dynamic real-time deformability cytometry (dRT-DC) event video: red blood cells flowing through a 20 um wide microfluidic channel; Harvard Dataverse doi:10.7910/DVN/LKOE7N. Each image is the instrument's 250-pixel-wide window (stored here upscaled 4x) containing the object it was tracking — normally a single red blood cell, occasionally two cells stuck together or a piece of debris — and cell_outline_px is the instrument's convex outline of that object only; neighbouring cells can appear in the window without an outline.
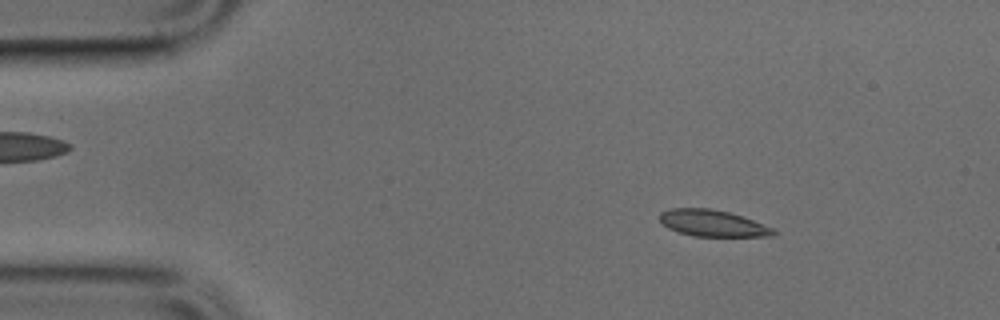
{"species": "common noctule bat (a hibernating species)", "species_latin": "Nyctalus noctula", "temperature_condition": "cold", "stored_images_in_passage": 48, "camera_frame_rate_fps": 3000, "um_per_image_px": 0.085, "animal": {"sex": "male", "body_mass_g": 17.9, "forearm_length_mm": 54.2}, "frame": {"image": 1, "passage_image": 6, "time_ms": 1.667, "image_size_px": [1000, 320], "cell_outline_px": [[776, 236], [692, 236], [676, 232], [668, 228], [660, 220], [660, 212], [672, 208], [708, 208], [728, 212], [752, 220], [772, 228], [776, 232]], "centroid_in_image_um": [60.53, 18.98], "position_along_channel_um": 24.5, "area_um2": 17.4}}
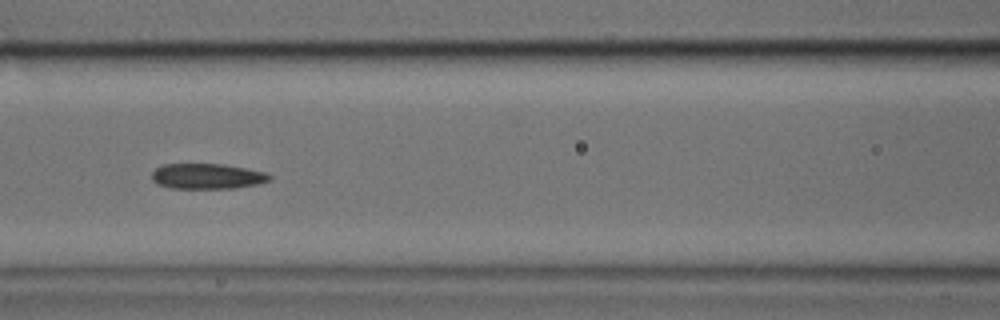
{"frame": {"image": 2, "passage_image": 20, "time_ms": 6.333, "image_size_px": [1000, 320], "cell_outline_px": [[272, 180], [256, 184], [236, 188], [168, 188], [156, 184], [152, 180], [152, 172], [156, 168], [164, 164], [224, 164], [264, 172], [272, 176]], "centroid_in_image_um": [17.59, 14.98], "position_along_channel_um": 149.0, "area_um2": 17.46}}
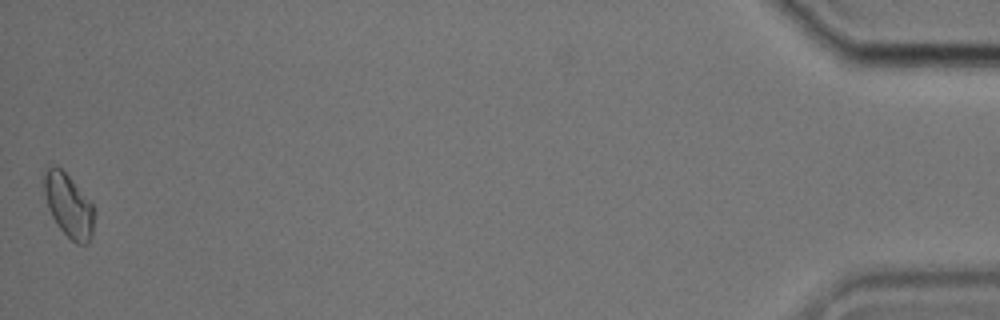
{"frame": {"image": 3, "passage_image": 48, "time_ms": 15.667, "image_size_px": [1000, 320], "cell_outline_px": [[92, 232], [88, 244], [76, 244], [56, 224], [48, 208], [40, 180], [44, 168], [48, 164], [56, 164], [72, 180], [92, 204]], "centroid_in_image_um": [5.73, 17.38], "position_along_channel_um": 429.5, "area_um2": 18.61}}